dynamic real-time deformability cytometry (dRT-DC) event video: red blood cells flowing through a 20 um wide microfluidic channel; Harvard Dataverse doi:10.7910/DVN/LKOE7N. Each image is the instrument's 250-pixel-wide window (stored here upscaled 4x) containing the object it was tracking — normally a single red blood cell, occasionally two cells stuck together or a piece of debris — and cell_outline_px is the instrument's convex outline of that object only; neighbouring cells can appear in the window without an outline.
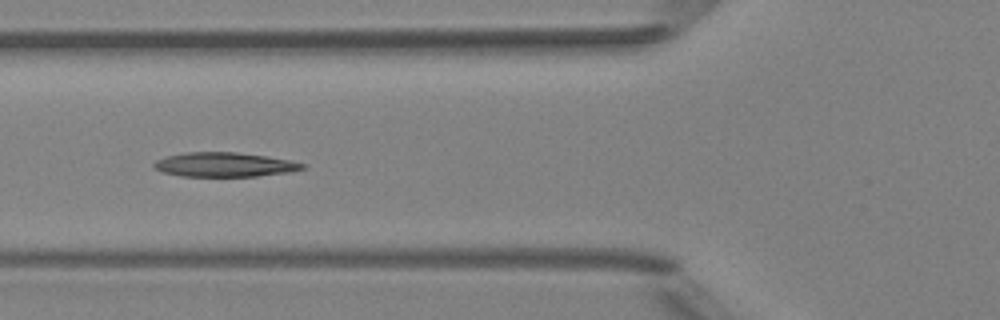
{"species": "Egyptian fruit bat (a non-hibernating species)", "species_latin": "Rousettus aegyptiacus", "temperature_condition": "room temperature", "stored_images_in_passage": 6, "camera_frame_rate_fps": 3000, "um_per_image_px": 0.085, "animal": {"sex": "female"}, "frame": {"image": 1, "passage_image": 6, "time_ms": 5.667, "image_size_px": [1000, 320], "cell_outline_px": [[304, 168], [288, 172], [256, 176], [180, 176], [164, 172], [156, 168], [152, 164], [156, 160], [168, 156], [188, 152], [236, 152], [268, 156], [288, 160], [304, 164]], "centroid_in_image_um": [19.06, 13.99], "position_along_channel_um": 106.7, "area_um2": 20.75}}